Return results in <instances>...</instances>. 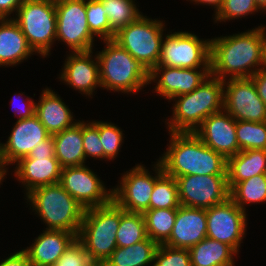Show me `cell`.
I'll list each match as a JSON object with an SVG mask.
<instances>
[{
    "label": "cell",
    "instance_id": "obj_1",
    "mask_svg": "<svg viewBox=\"0 0 266 266\" xmlns=\"http://www.w3.org/2000/svg\"><path fill=\"white\" fill-rule=\"evenodd\" d=\"M263 51V25L243 33L212 38L210 75L221 80H226L228 77L229 79L250 78L263 68Z\"/></svg>",
    "mask_w": 266,
    "mask_h": 266
},
{
    "label": "cell",
    "instance_id": "obj_2",
    "mask_svg": "<svg viewBox=\"0 0 266 266\" xmlns=\"http://www.w3.org/2000/svg\"><path fill=\"white\" fill-rule=\"evenodd\" d=\"M167 151L159 158L169 176L227 175V159L206 146L194 132H169Z\"/></svg>",
    "mask_w": 266,
    "mask_h": 266
},
{
    "label": "cell",
    "instance_id": "obj_3",
    "mask_svg": "<svg viewBox=\"0 0 266 266\" xmlns=\"http://www.w3.org/2000/svg\"><path fill=\"white\" fill-rule=\"evenodd\" d=\"M224 80L209 75L194 91L174 100L172 118L165 122L169 132H194L205 118L223 110ZM168 121V122H167Z\"/></svg>",
    "mask_w": 266,
    "mask_h": 266
},
{
    "label": "cell",
    "instance_id": "obj_4",
    "mask_svg": "<svg viewBox=\"0 0 266 266\" xmlns=\"http://www.w3.org/2000/svg\"><path fill=\"white\" fill-rule=\"evenodd\" d=\"M103 42L105 47L96 53L101 88L134 94L150 84V72L144 65L113 39Z\"/></svg>",
    "mask_w": 266,
    "mask_h": 266
},
{
    "label": "cell",
    "instance_id": "obj_5",
    "mask_svg": "<svg viewBox=\"0 0 266 266\" xmlns=\"http://www.w3.org/2000/svg\"><path fill=\"white\" fill-rule=\"evenodd\" d=\"M30 209L47 225L45 229L79 234L85 208L59 183L38 187L26 195Z\"/></svg>",
    "mask_w": 266,
    "mask_h": 266
},
{
    "label": "cell",
    "instance_id": "obj_6",
    "mask_svg": "<svg viewBox=\"0 0 266 266\" xmlns=\"http://www.w3.org/2000/svg\"><path fill=\"white\" fill-rule=\"evenodd\" d=\"M119 225L120 206L113 199L106 205L85 209L77 239L94 262L103 264L116 250Z\"/></svg>",
    "mask_w": 266,
    "mask_h": 266
},
{
    "label": "cell",
    "instance_id": "obj_7",
    "mask_svg": "<svg viewBox=\"0 0 266 266\" xmlns=\"http://www.w3.org/2000/svg\"><path fill=\"white\" fill-rule=\"evenodd\" d=\"M12 19L19 25L33 51L41 57L49 56L56 41L55 0H24Z\"/></svg>",
    "mask_w": 266,
    "mask_h": 266
},
{
    "label": "cell",
    "instance_id": "obj_8",
    "mask_svg": "<svg viewBox=\"0 0 266 266\" xmlns=\"http://www.w3.org/2000/svg\"><path fill=\"white\" fill-rule=\"evenodd\" d=\"M165 23L147 18L143 14L121 28L114 37L122 48L151 72L159 63Z\"/></svg>",
    "mask_w": 266,
    "mask_h": 266
},
{
    "label": "cell",
    "instance_id": "obj_9",
    "mask_svg": "<svg viewBox=\"0 0 266 266\" xmlns=\"http://www.w3.org/2000/svg\"><path fill=\"white\" fill-rule=\"evenodd\" d=\"M168 33L163 37L157 66L210 68L211 39L204 40L186 31Z\"/></svg>",
    "mask_w": 266,
    "mask_h": 266
},
{
    "label": "cell",
    "instance_id": "obj_10",
    "mask_svg": "<svg viewBox=\"0 0 266 266\" xmlns=\"http://www.w3.org/2000/svg\"><path fill=\"white\" fill-rule=\"evenodd\" d=\"M56 40L66 43L70 52L93 50L95 36L86 16V0H55Z\"/></svg>",
    "mask_w": 266,
    "mask_h": 266
},
{
    "label": "cell",
    "instance_id": "obj_11",
    "mask_svg": "<svg viewBox=\"0 0 266 266\" xmlns=\"http://www.w3.org/2000/svg\"><path fill=\"white\" fill-rule=\"evenodd\" d=\"M156 162L153 165L155 176L142 164H137L122 175L120 185L112 188V199L125 211L144 213L149 210L155 181L164 173L159 161Z\"/></svg>",
    "mask_w": 266,
    "mask_h": 266
},
{
    "label": "cell",
    "instance_id": "obj_12",
    "mask_svg": "<svg viewBox=\"0 0 266 266\" xmlns=\"http://www.w3.org/2000/svg\"><path fill=\"white\" fill-rule=\"evenodd\" d=\"M246 216V211L230 198L207 208V237L229 245L238 254L246 235Z\"/></svg>",
    "mask_w": 266,
    "mask_h": 266
},
{
    "label": "cell",
    "instance_id": "obj_13",
    "mask_svg": "<svg viewBox=\"0 0 266 266\" xmlns=\"http://www.w3.org/2000/svg\"><path fill=\"white\" fill-rule=\"evenodd\" d=\"M176 181L183 206L207 209L229 198L227 175H184Z\"/></svg>",
    "mask_w": 266,
    "mask_h": 266
},
{
    "label": "cell",
    "instance_id": "obj_14",
    "mask_svg": "<svg viewBox=\"0 0 266 266\" xmlns=\"http://www.w3.org/2000/svg\"><path fill=\"white\" fill-rule=\"evenodd\" d=\"M223 110L237 121H266V105L251 78L224 80Z\"/></svg>",
    "mask_w": 266,
    "mask_h": 266
},
{
    "label": "cell",
    "instance_id": "obj_15",
    "mask_svg": "<svg viewBox=\"0 0 266 266\" xmlns=\"http://www.w3.org/2000/svg\"><path fill=\"white\" fill-rule=\"evenodd\" d=\"M59 184L85 209L106 205L112 200V189L108 191L85 164L62 168Z\"/></svg>",
    "mask_w": 266,
    "mask_h": 266
},
{
    "label": "cell",
    "instance_id": "obj_16",
    "mask_svg": "<svg viewBox=\"0 0 266 266\" xmlns=\"http://www.w3.org/2000/svg\"><path fill=\"white\" fill-rule=\"evenodd\" d=\"M50 136L36 114L17 120L6 143L0 142V164L6 167L17 163Z\"/></svg>",
    "mask_w": 266,
    "mask_h": 266
},
{
    "label": "cell",
    "instance_id": "obj_17",
    "mask_svg": "<svg viewBox=\"0 0 266 266\" xmlns=\"http://www.w3.org/2000/svg\"><path fill=\"white\" fill-rule=\"evenodd\" d=\"M209 75L210 68L156 66L150 72V84L157 81L156 94L170 100L194 91Z\"/></svg>",
    "mask_w": 266,
    "mask_h": 266
},
{
    "label": "cell",
    "instance_id": "obj_18",
    "mask_svg": "<svg viewBox=\"0 0 266 266\" xmlns=\"http://www.w3.org/2000/svg\"><path fill=\"white\" fill-rule=\"evenodd\" d=\"M194 133L206 146L226 159L240 151L236 137V120L224 110L205 118Z\"/></svg>",
    "mask_w": 266,
    "mask_h": 266
},
{
    "label": "cell",
    "instance_id": "obj_19",
    "mask_svg": "<svg viewBox=\"0 0 266 266\" xmlns=\"http://www.w3.org/2000/svg\"><path fill=\"white\" fill-rule=\"evenodd\" d=\"M93 50L85 52H70L59 75L60 80L79 93L90 98L97 87L101 88L99 63L97 56H92ZM94 58V59H92Z\"/></svg>",
    "mask_w": 266,
    "mask_h": 266
},
{
    "label": "cell",
    "instance_id": "obj_20",
    "mask_svg": "<svg viewBox=\"0 0 266 266\" xmlns=\"http://www.w3.org/2000/svg\"><path fill=\"white\" fill-rule=\"evenodd\" d=\"M206 237V209L180 205L171 235L164 244L173 248L190 249Z\"/></svg>",
    "mask_w": 266,
    "mask_h": 266
},
{
    "label": "cell",
    "instance_id": "obj_21",
    "mask_svg": "<svg viewBox=\"0 0 266 266\" xmlns=\"http://www.w3.org/2000/svg\"><path fill=\"white\" fill-rule=\"evenodd\" d=\"M15 165L14 176L26 189L25 195L60 181L62 167L56 157H24Z\"/></svg>",
    "mask_w": 266,
    "mask_h": 266
},
{
    "label": "cell",
    "instance_id": "obj_22",
    "mask_svg": "<svg viewBox=\"0 0 266 266\" xmlns=\"http://www.w3.org/2000/svg\"><path fill=\"white\" fill-rule=\"evenodd\" d=\"M77 237L65 230L46 229L30 247L22 249L31 266H48L57 263L64 251Z\"/></svg>",
    "mask_w": 266,
    "mask_h": 266
},
{
    "label": "cell",
    "instance_id": "obj_23",
    "mask_svg": "<svg viewBox=\"0 0 266 266\" xmlns=\"http://www.w3.org/2000/svg\"><path fill=\"white\" fill-rule=\"evenodd\" d=\"M39 99L36 103L35 114L51 136L78 122L73 119V113L61 97L51 88L43 89Z\"/></svg>",
    "mask_w": 266,
    "mask_h": 266
},
{
    "label": "cell",
    "instance_id": "obj_24",
    "mask_svg": "<svg viewBox=\"0 0 266 266\" xmlns=\"http://www.w3.org/2000/svg\"><path fill=\"white\" fill-rule=\"evenodd\" d=\"M34 53L12 18L0 19V66H16Z\"/></svg>",
    "mask_w": 266,
    "mask_h": 266
},
{
    "label": "cell",
    "instance_id": "obj_25",
    "mask_svg": "<svg viewBox=\"0 0 266 266\" xmlns=\"http://www.w3.org/2000/svg\"><path fill=\"white\" fill-rule=\"evenodd\" d=\"M266 174V150L239 151L227 159V184L229 190L250 177Z\"/></svg>",
    "mask_w": 266,
    "mask_h": 266
},
{
    "label": "cell",
    "instance_id": "obj_26",
    "mask_svg": "<svg viewBox=\"0 0 266 266\" xmlns=\"http://www.w3.org/2000/svg\"><path fill=\"white\" fill-rule=\"evenodd\" d=\"M55 157L62 168L84 165L86 162L83 139L82 121L53 135Z\"/></svg>",
    "mask_w": 266,
    "mask_h": 266
},
{
    "label": "cell",
    "instance_id": "obj_27",
    "mask_svg": "<svg viewBox=\"0 0 266 266\" xmlns=\"http://www.w3.org/2000/svg\"><path fill=\"white\" fill-rule=\"evenodd\" d=\"M188 250L192 266H235L237 253L217 240L206 237Z\"/></svg>",
    "mask_w": 266,
    "mask_h": 266
},
{
    "label": "cell",
    "instance_id": "obj_28",
    "mask_svg": "<svg viewBox=\"0 0 266 266\" xmlns=\"http://www.w3.org/2000/svg\"><path fill=\"white\" fill-rule=\"evenodd\" d=\"M158 244L149 237L128 247H117L103 266H148L153 263Z\"/></svg>",
    "mask_w": 266,
    "mask_h": 266
},
{
    "label": "cell",
    "instance_id": "obj_29",
    "mask_svg": "<svg viewBox=\"0 0 266 266\" xmlns=\"http://www.w3.org/2000/svg\"><path fill=\"white\" fill-rule=\"evenodd\" d=\"M177 208L149 209L143 213L148 237L158 245L164 244L170 237Z\"/></svg>",
    "mask_w": 266,
    "mask_h": 266
},
{
    "label": "cell",
    "instance_id": "obj_30",
    "mask_svg": "<svg viewBox=\"0 0 266 266\" xmlns=\"http://www.w3.org/2000/svg\"><path fill=\"white\" fill-rule=\"evenodd\" d=\"M229 198L242 210L245 205L266 202V174H260L236 183L229 190Z\"/></svg>",
    "mask_w": 266,
    "mask_h": 266
},
{
    "label": "cell",
    "instance_id": "obj_31",
    "mask_svg": "<svg viewBox=\"0 0 266 266\" xmlns=\"http://www.w3.org/2000/svg\"><path fill=\"white\" fill-rule=\"evenodd\" d=\"M117 247H128L148 238L143 213L127 212L120 207V225L116 232Z\"/></svg>",
    "mask_w": 266,
    "mask_h": 266
},
{
    "label": "cell",
    "instance_id": "obj_32",
    "mask_svg": "<svg viewBox=\"0 0 266 266\" xmlns=\"http://www.w3.org/2000/svg\"><path fill=\"white\" fill-rule=\"evenodd\" d=\"M107 14L111 29L117 33L129 23L137 20L139 12L134 0H100Z\"/></svg>",
    "mask_w": 266,
    "mask_h": 266
},
{
    "label": "cell",
    "instance_id": "obj_33",
    "mask_svg": "<svg viewBox=\"0 0 266 266\" xmlns=\"http://www.w3.org/2000/svg\"><path fill=\"white\" fill-rule=\"evenodd\" d=\"M180 206L178 184L174 177L163 173L156 181L149 209H168L178 208Z\"/></svg>",
    "mask_w": 266,
    "mask_h": 266
},
{
    "label": "cell",
    "instance_id": "obj_34",
    "mask_svg": "<svg viewBox=\"0 0 266 266\" xmlns=\"http://www.w3.org/2000/svg\"><path fill=\"white\" fill-rule=\"evenodd\" d=\"M236 137L240 151L260 149L266 150V121H237Z\"/></svg>",
    "mask_w": 266,
    "mask_h": 266
},
{
    "label": "cell",
    "instance_id": "obj_35",
    "mask_svg": "<svg viewBox=\"0 0 266 266\" xmlns=\"http://www.w3.org/2000/svg\"><path fill=\"white\" fill-rule=\"evenodd\" d=\"M86 16L90 32L101 40H112L115 32L111 29L107 14L100 0H86Z\"/></svg>",
    "mask_w": 266,
    "mask_h": 266
},
{
    "label": "cell",
    "instance_id": "obj_36",
    "mask_svg": "<svg viewBox=\"0 0 266 266\" xmlns=\"http://www.w3.org/2000/svg\"><path fill=\"white\" fill-rule=\"evenodd\" d=\"M261 11L254 0H224L213 19L217 22H226L233 19H239L254 12Z\"/></svg>",
    "mask_w": 266,
    "mask_h": 266
},
{
    "label": "cell",
    "instance_id": "obj_37",
    "mask_svg": "<svg viewBox=\"0 0 266 266\" xmlns=\"http://www.w3.org/2000/svg\"><path fill=\"white\" fill-rule=\"evenodd\" d=\"M99 135L104 149V159H116L123 143V131L111 122L99 121Z\"/></svg>",
    "mask_w": 266,
    "mask_h": 266
},
{
    "label": "cell",
    "instance_id": "obj_38",
    "mask_svg": "<svg viewBox=\"0 0 266 266\" xmlns=\"http://www.w3.org/2000/svg\"><path fill=\"white\" fill-rule=\"evenodd\" d=\"M152 266H192L188 249L173 248L160 244Z\"/></svg>",
    "mask_w": 266,
    "mask_h": 266
},
{
    "label": "cell",
    "instance_id": "obj_39",
    "mask_svg": "<svg viewBox=\"0 0 266 266\" xmlns=\"http://www.w3.org/2000/svg\"><path fill=\"white\" fill-rule=\"evenodd\" d=\"M82 139L85 159L87 157L104 159V149L99 135V121H82Z\"/></svg>",
    "mask_w": 266,
    "mask_h": 266
},
{
    "label": "cell",
    "instance_id": "obj_40",
    "mask_svg": "<svg viewBox=\"0 0 266 266\" xmlns=\"http://www.w3.org/2000/svg\"><path fill=\"white\" fill-rule=\"evenodd\" d=\"M93 263L90 254L77 238L57 261L59 266H91Z\"/></svg>",
    "mask_w": 266,
    "mask_h": 266
},
{
    "label": "cell",
    "instance_id": "obj_41",
    "mask_svg": "<svg viewBox=\"0 0 266 266\" xmlns=\"http://www.w3.org/2000/svg\"><path fill=\"white\" fill-rule=\"evenodd\" d=\"M27 157H55V145L53 136L37 144Z\"/></svg>",
    "mask_w": 266,
    "mask_h": 266
},
{
    "label": "cell",
    "instance_id": "obj_42",
    "mask_svg": "<svg viewBox=\"0 0 266 266\" xmlns=\"http://www.w3.org/2000/svg\"><path fill=\"white\" fill-rule=\"evenodd\" d=\"M20 95L22 96V94L21 93H19V95H15V96H19V97H17V99H19L20 98ZM15 98H14V96H13V98H12V102H15ZM27 102H25L24 101V105L21 107V105H19L20 107L19 108H17V110H16V107H15V110L14 111H16V113L14 114V115H18V121L19 120H23V119H27V118H29V117H32L34 114H35V110H36V102H34L31 98H29V97H27ZM14 106V105H13ZM16 106V105H15ZM14 109V108H13Z\"/></svg>",
    "mask_w": 266,
    "mask_h": 266
},
{
    "label": "cell",
    "instance_id": "obj_43",
    "mask_svg": "<svg viewBox=\"0 0 266 266\" xmlns=\"http://www.w3.org/2000/svg\"><path fill=\"white\" fill-rule=\"evenodd\" d=\"M250 78L256 87L259 97L266 105V68L259 69Z\"/></svg>",
    "mask_w": 266,
    "mask_h": 266
},
{
    "label": "cell",
    "instance_id": "obj_44",
    "mask_svg": "<svg viewBox=\"0 0 266 266\" xmlns=\"http://www.w3.org/2000/svg\"><path fill=\"white\" fill-rule=\"evenodd\" d=\"M0 266H31L26 253L23 250L12 253L6 259H2Z\"/></svg>",
    "mask_w": 266,
    "mask_h": 266
},
{
    "label": "cell",
    "instance_id": "obj_45",
    "mask_svg": "<svg viewBox=\"0 0 266 266\" xmlns=\"http://www.w3.org/2000/svg\"><path fill=\"white\" fill-rule=\"evenodd\" d=\"M24 0H0V19L3 18H12L9 15H12L15 12L17 13L18 8L22 5Z\"/></svg>",
    "mask_w": 266,
    "mask_h": 266
},
{
    "label": "cell",
    "instance_id": "obj_46",
    "mask_svg": "<svg viewBox=\"0 0 266 266\" xmlns=\"http://www.w3.org/2000/svg\"><path fill=\"white\" fill-rule=\"evenodd\" d=\"M188 1V0H187ZM191 2H195L194 4H203V5H208V6H213L215 9V14L218 12V10L220 9V7L223 4L224 0H189Z\"/></svg>",
    "mask_w": 266,
    "mask_h": 266
},
{
    "label": "cell",
    "instance_id": "obj_47",
    "mask_svg": "<svg viewBox=\"0 0 266 266\" xmlns=\"http://www.w3.org/2000/svg\"><path fill=\"white\" fill-rule=\"evenodd\" d=\"M8 167L5 168V166L3 164H0V185L3 182L2 180L5 179V175H7V170Z\"/></svg>",
    "mask_w": 266,
    "mask_h": 266
},
{
    "label": "cell",
    "instance_id": "obj_48",
    "mask_svg": "<svg viewBox=\"0 0 266 266\" xmlns=\"http://www.w3.org/2000/svg\"><path fill=\"white\" fill-rule=\"evenodd\" d=\"M260 10L266 11V0H254Z\"/></svg>",
    "mask_w": 266,
    "mask_h": 266
},
{
    "label": "cell",
    "instance_id": "obj_49",
    "mask_svg": "<svg viewBox=\"0 0 266 266\" xmlns=\"http://www.w3.org/2000/svg\"><path fill=\"white\" fill-rule=\"evenodd\" d=\"M264 65L263 67L266 68V28L264 27Z\"/></svg>",
    "mask_w": 266,
    "mask_h": 266
},
{
    "label": "cell",
    "instance_id": "obj_50",
    "mask_svg": "<svg viewBox=\"0 0 266 266\" xmlns=\"http://www.w3.org/2000/svg\"><path fill=\"white\" fill-rule=\"evenodd\" d=\"M91 266H103V264L102 263L94 262Z\"/></svg>",
    "mask_w": 266,
    "mask_h": 266
},
{
    "label": "cell",
    "instance_id": "obj_51",
    "mask_svg": "<svg viewBox=\"0 0 266 266\" xmlns=\"http://www.w3.org/2000/svg\"><path fill=\"white\" fill-rule=\"evenodd\" d=\"M48 266H59L57 263L53 264V265H48Z\"/></svg>",
    "mask_w": 266,
    "mask_h": 266
}]
</instances>
